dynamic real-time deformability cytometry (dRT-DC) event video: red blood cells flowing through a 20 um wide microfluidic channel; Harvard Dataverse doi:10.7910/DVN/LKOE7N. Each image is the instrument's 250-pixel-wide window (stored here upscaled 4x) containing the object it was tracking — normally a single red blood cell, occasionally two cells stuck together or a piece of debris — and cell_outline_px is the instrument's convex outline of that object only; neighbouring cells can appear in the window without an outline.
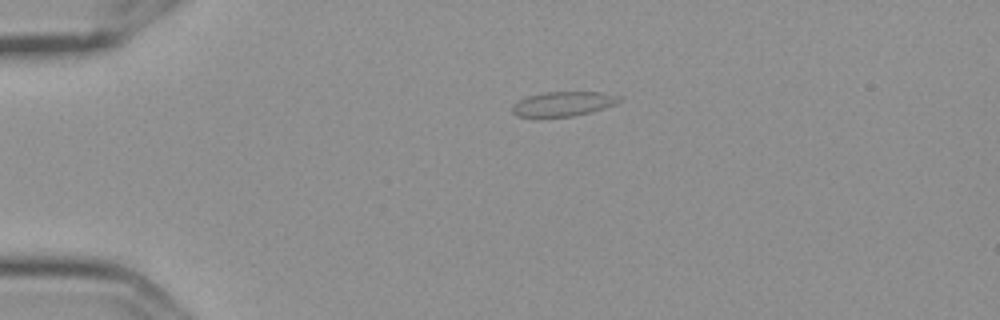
{"species": "Egyptian fruit bat (a non-hibernating species)", "species_latin": "Rousettus aegyptiacus", "temperature_condition": "cold", "stored_images_in_passage": 6, "camera_frame_rate_fps": 3000, "um_per_image_px": 0.085, "frame": {"image": 1, "passage_image": 1, "time_ms": 0.0, "image_size_px": [1000, 320], "cell_outline_px": [[624, 100], [616, 104], [592, 112], [572, 116], [536, 120], [516, 116], [512, 112], [512, 104], [516, 100], [528, 96], [544, 92], [600, 92], [624, 96]], "centroid_in_image_um": [47.83, 8.87], "position_along_channel_um": 37.2, "area_um2": 16.3}}
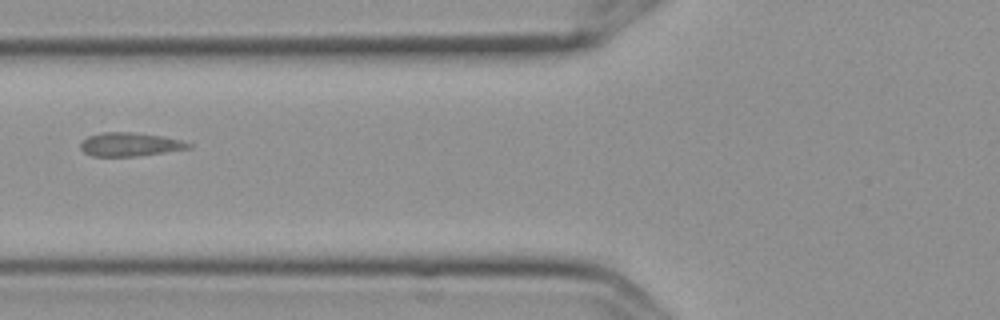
{"frame": {"image": 2, "passage_image": 4, "time_ms": 1.0, "image_size_px": [1000, 320], "cell_outline_px": [[192, 148], [140, 156], [92, 156], [84, 152], [80, 148], [80, 144], [88, 136], [104, 132], [132, 132], [160, 136], [180, 140], [192, 144]], "centroid_in_image_um": [11.05, 12.28], "position_along_channel_um": 114.8, "area_um2": 14.8}}
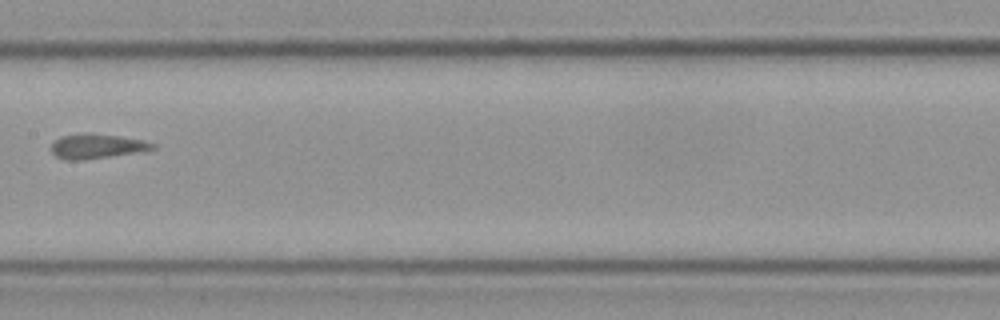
{"frame": {"image": 3, "passage_image": 6, "time_ms": 1.667, "image_size_px": [1000, 320], "cell_outline_px": [[156, 148], [144, 152], [80, 160], [68, 160], [56, 156], [52, 152], [52, 140], [60, 136], [84, 132], [88, 132], [120, 136], [144, 140], [156, 144]], "centroid_in_image_um": [8.26, 12.41], "position_along_channel_um": 199.1, "area_um2": 14.91}}